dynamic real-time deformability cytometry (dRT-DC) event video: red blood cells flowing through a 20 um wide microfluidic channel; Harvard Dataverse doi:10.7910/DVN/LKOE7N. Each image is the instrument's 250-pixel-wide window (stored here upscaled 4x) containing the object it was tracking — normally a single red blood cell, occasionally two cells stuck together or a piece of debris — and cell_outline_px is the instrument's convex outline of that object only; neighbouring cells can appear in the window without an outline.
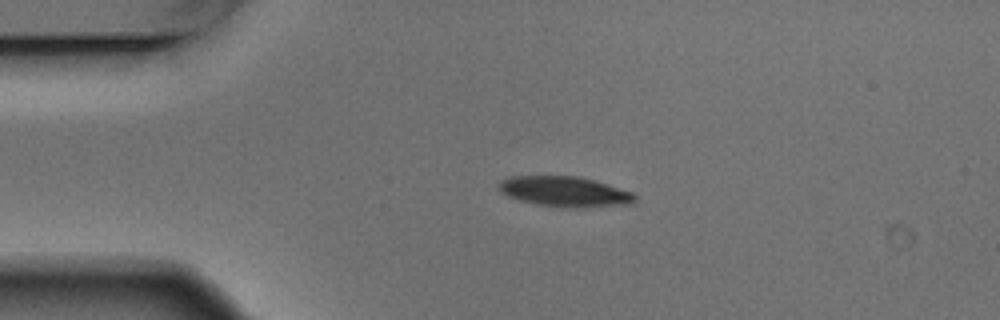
{"species": "Egyptian fruit bat (a non-hibernating species)", "species_latin": "Rousettus aegyptiacus", "temperature_condition": "warm", "stored_images_in_passage": 3, "camera_frame_rate_fps": 3000, "um_per_image_px": 0.085, "animal": {"sex": "male"}, "frame": {"image": 1, "passage_image": 2, "time_ms": 0.333, "image_size_px": [1000, 320], "cell_outline_px": [[636, 200], [632, 204], [584, 208], [568, 208], [536, 204], [520, 200], [508, 196], [500, 192], [500, 180], [512, 176], [576, 176], [596, 180], [632, 192], [636, 196]], "centroid_in_image_um": [48.05, 16.29], "position_along_channel_um": 37.0, "area_um2": 24.16}}